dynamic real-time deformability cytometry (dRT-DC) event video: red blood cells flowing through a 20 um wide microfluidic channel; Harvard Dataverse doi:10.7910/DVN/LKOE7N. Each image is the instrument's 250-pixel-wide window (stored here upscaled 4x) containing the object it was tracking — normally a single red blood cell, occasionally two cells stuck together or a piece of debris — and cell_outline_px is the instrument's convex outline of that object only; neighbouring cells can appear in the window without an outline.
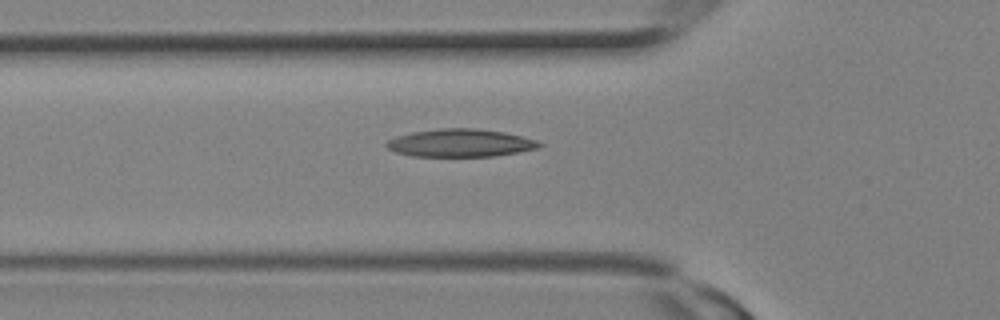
{"species": "Egyptian fruit bat (a non-hibernating species)", "species_latin": "Rousettus aegyptiacus", "temperature_condition": "room temperature", "stored_images_in_passage": 4, "camera_frame_rate_fps": 3000, "um_per_image_px": 0.085, "animal": {"sex": "female"}, "frame": {"image": 1, "passage_image": 4, "time_ms": 1.0, "image_size_px": [1000, 320], "cell_outline_px": [[544, 144], [540, 148], [496, 156], [412, 156], [396, 152], [388, 148], [384, 144], [388, 140], [396, 136], [412, 132], [440, 128], [476, 128], [504, 132], [536, 140]], "centroid_in_image_um": [39.14, 12.15], "position_along_channel_um": 86.7, "area_um2": 24.8}}